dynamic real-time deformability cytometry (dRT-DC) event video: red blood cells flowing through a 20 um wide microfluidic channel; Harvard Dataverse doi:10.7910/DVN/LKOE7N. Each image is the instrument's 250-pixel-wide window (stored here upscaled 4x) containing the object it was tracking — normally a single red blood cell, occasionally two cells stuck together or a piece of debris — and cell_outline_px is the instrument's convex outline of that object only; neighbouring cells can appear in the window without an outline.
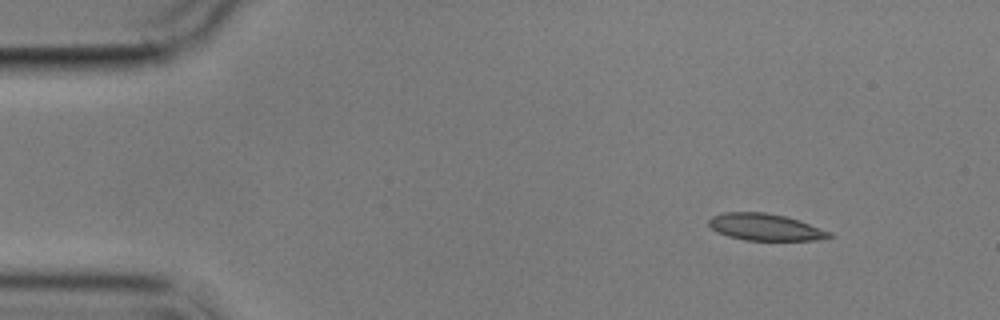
{"species": "common noctule bat (a hibernating species)", "species_latin": "Nyctalus noctula", "temperature_condition": "cold", "stored_images_in_passage": 4, "camera_frame_rate_fps": 3000, "um_per_image_px": 0.085, "animal": {"sex": "male", "body_mass_g": 17.9}, "frame": {"image": 1, "passage_image": 1, "time_ms": 0.0, "image_size_px": [1000, 320], "cell_outline_px": [[836, 236], [816, 240], [744, 240], [728, 236], [716, 232], [708, 224], [708, 220], [712, 216], [724, 212], [764, 212], [784, 216], [800, 220], [832, 232]], "centroid_in_image_um": [65.06, 19.3], "position_along_channel_um": 19.9, "area_um2": 18.96}}
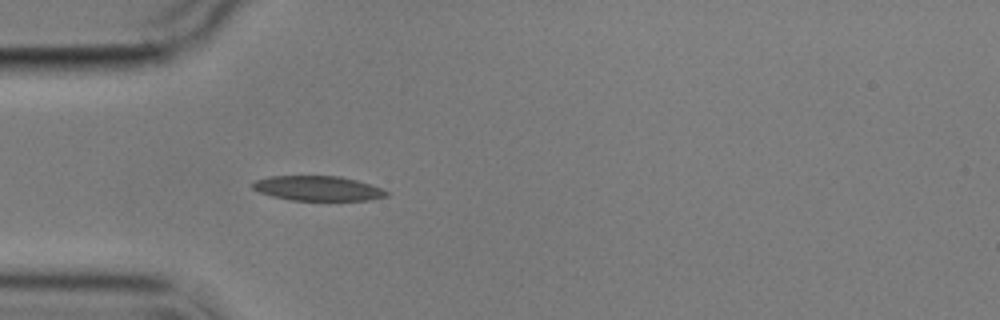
{"frame": {"image": 2, "passage_image": 4, "time_ms": 3.333, "image_size_px": [1000, 320], "cell_outline_px": [[388, 196], [368, 200], [292, 200], [272, 196], [260, 192], [252, 188], [252, 184], [256, 180], [268, 176], [340, 176], [356, 180], [380, 188], [388, 192]], "centroid_in_image_um": [26.99, 16.01], "position_along_channel_um": 58.0, "area_um2": 19.13}}